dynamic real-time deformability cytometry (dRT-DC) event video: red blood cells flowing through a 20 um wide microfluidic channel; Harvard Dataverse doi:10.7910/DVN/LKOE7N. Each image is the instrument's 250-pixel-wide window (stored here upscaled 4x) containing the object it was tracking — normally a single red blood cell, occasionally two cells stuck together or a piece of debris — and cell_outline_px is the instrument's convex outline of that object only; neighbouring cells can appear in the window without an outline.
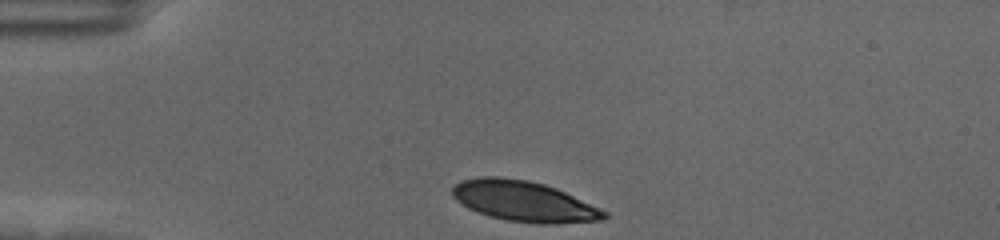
{"species": "human", "species_latin": "Homo sapiens", "temperature_condition": "cold", "stored_images_in_passage": 35, "camera_frame_rate_fps": 3000, "um_per_image_px": 0.085, "donor": {"sex": "female"}, "frame": {"image": 1, "passage_image": 1, "time_ms": 0.0, "image_size_px": [1000, 240], "cell_outline_px": [[608, 216], [604, 220], [552, 224], [540, 224], [504, 220], [488, 216], [468, 208], [456, 200], [452, 196], [452, 188], [460, 180], [480, 176], [500, 176], [528, 180], [544, 184], [556, 188], [600, 208], [608, 212]], "centroid_in_image_um": [44.52, 17.11], "position_along_channel_um": 40.5, "area_um2": 36.07}}
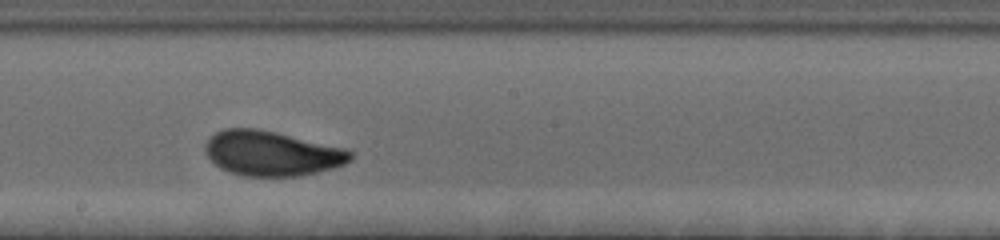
{"frame": {"image": 2, "passage_image": 20, "time_ms": 6.333, "image_size_px": [1000, 240], "cell_outline_px": [[352, 160], [344, 164], [332, 168], [300, 176], [244, 176], [228, 172], [220, 168], [208, 156], [204, 148], [204, 144], [216, 132], [224, 128], [256, 128], [276, 132], [344, 148], [352, 152]], "centroid_in_image_um": [23.08, 13.04], "position_along_channel_um": 225.1, "area_um2": 37.8}}
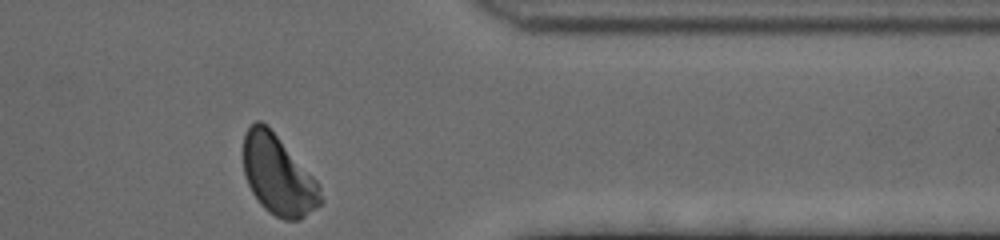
{"frame": {"image": 3, "passage_image": 35, "time_ms": 11.333, "image_size_px": [1000, 240], "cell_outline_px": [[324, 200], [316, 208], [300, 220], [284, 220], [268, 212], [260, 204], [252, 192], [248, 184], [244, 172], [244, 132], [256, 120], [260, 120], [276, 136], [320, 184]], "centroid_in_image_um": [23.66, 14.95], "position_along_channel_um": 387.7, "area_um2": 35.37}, "authors_computed_cell_mechanics": {"area_um2": 37.1076, "velocity_mm_per_s": 3.4949, "shape_relaxation_time_tau1_ms": 2.5376, "shape_relaxation_time_tau2_ms": null, "deformation_change_tau1": 0.1261, "deformation_change_tau2": null}}